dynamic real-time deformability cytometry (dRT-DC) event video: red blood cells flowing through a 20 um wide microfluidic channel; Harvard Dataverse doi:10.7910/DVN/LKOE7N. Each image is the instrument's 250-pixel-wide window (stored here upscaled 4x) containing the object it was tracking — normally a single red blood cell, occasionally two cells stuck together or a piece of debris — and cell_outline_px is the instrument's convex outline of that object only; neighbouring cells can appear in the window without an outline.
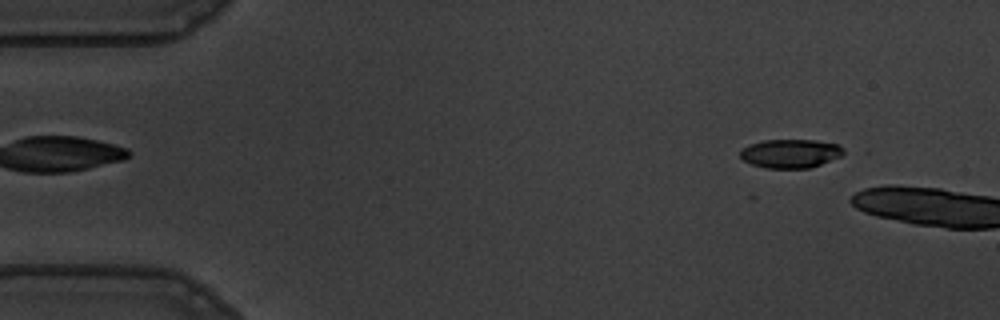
{"species": "common noctule bat (a hibernating species)", "species_latin": "Nyctalus noctula", "temperature_condition": "warm", "stored_images_in_passage": 7, "camera_frame_rate_fps": 3000, "um_per_image_px": 0.085, "animal": {"sex": "male", "body_mass_g": 19.5, "forearm_length_mm": 54.6}, "frame": {"image": 1, "passage_image": 3, "time_ms": 0.667, "image_size_px": [1000, 320], "cell_outline_px": [[848, 152], [840, 156], [820, 164], [808, 168], [764, 168], [752, 164], [744, 160], [740, 156], [740, 148], [748, 144], [764, 140], [816, 140], [840, 144]], "centroid_in_image_um": [67.2, 13.03], "position_along_channel_um": 17.8, "area_um2": 17.51}}